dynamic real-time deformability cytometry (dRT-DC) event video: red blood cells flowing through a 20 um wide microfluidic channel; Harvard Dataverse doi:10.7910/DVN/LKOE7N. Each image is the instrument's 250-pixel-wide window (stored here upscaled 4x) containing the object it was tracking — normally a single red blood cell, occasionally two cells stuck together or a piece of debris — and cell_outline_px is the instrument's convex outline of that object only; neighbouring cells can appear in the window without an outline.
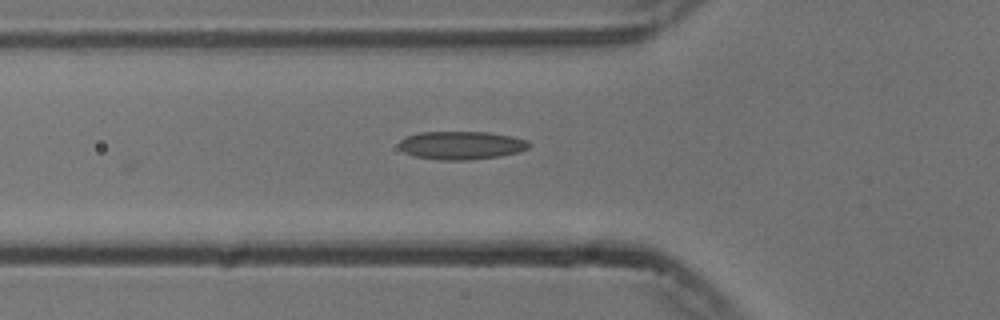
{"species": "common noctule bat (a hibernating species)", "species_latin": "Nyctalus noctula", "temperature_condition": "cold", "stored_images_in_passage": 36, "camera_frame_rate_fps": 3000, "um_per_image_px": 0.085, "animal": {"sex": "male", "body_mass_g": 13.3}, "frame": {"image": 1, "passage_image": 2, "time_ms": 0.333, "image_size_px": [1000, 320], "cell_outline_px": [[532, 144], [528, 148], [520, 152], [500, 156], [468, 160], [440, 160], [416, 156], [404, 152], [400, 148], [400, 140], [404, 136], [420, 132], [488, 132], [512, 136], [528, 140]], "centroid_in_image_um": [39.24, 12.34], "position_along_channel_um": 86.6, "area_um2": 21.5}}
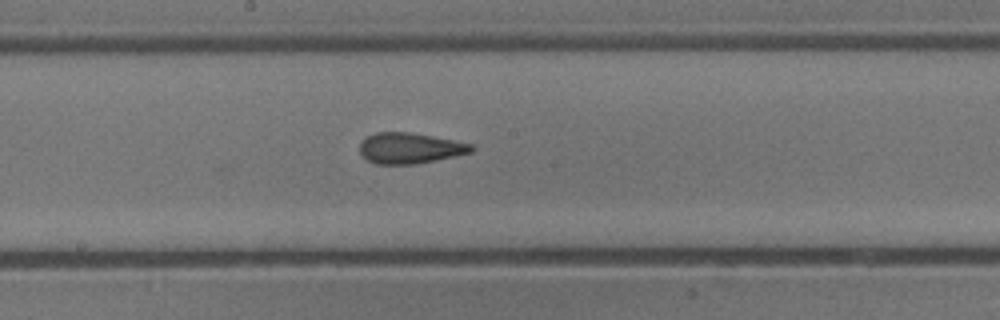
{"frame": {"image": 2, "passage_image": 12, "time_ms": 3.667, "image_size_px": [1000, 320], "cell_outline_px": [[476, 148], [472, 152], [456, 156], [416, 164], [376, 164], [368, 160], [360, 152], [360, 140], [376, 132], [408, 132], [432, 136], [472, 144]], "centroid_in_image_um": [34.85, 12.59], "position_along_channel_um": 213.4, "area_um2": 20.0}}
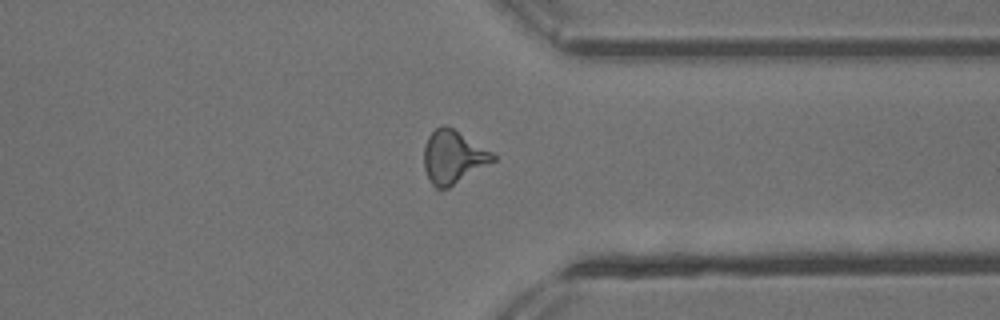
{"frame": {"image": 3, "passage_image": 25, "time_ms": 8.0, "image_size_px": [1000, 320], "cell_outline_px": [[496, 160], [448, 188], [436, 188], [432, 184], [424, 168], [424, 148], [428, 136], [436, 128], [444, 124], [452, 128], [492, 152], [496, 156]], "centroid_in_image_um": [38.51, 13.35], "position_along_channel_um": 372.9, "area_um2": 20.98}}